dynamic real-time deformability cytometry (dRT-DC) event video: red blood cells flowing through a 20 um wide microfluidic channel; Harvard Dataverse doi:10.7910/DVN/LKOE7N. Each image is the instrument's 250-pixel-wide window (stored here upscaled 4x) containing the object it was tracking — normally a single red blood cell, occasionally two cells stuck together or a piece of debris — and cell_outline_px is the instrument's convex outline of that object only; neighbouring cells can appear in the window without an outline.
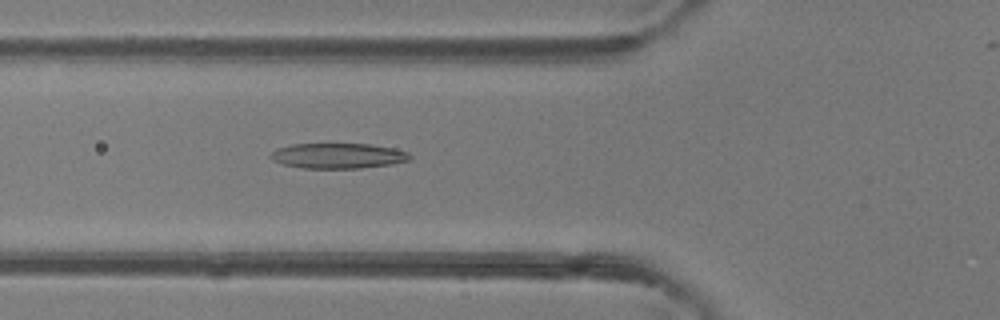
{"species": "common noctule bat (a hibernating species)", "species_latin": "Nyctalus noctula", "temperature_condition": "room temperature", "stored_images_in_passage": 47, "camera_frame_rate_fps": 3000, "um_per_image_px": 0.085, "animal": {"sex": "female"}, "frame": {"image": 1, "passage_image": 17, "time_ms": 5.333, "image_size_px": [1000, 320], "cell_outline_px": [[412, 160], [392, 164], [360, 168], [304, 168], [284, 164], [272, 160], [268, 156], [276, 148], [292, 144], [372, 144], [392, 148], [408, 152], [412, 156]], "centroid_in_image_um": [28.75, 13.24], "position_along_channel_um": 97.1, "area_um2": 20.58}}
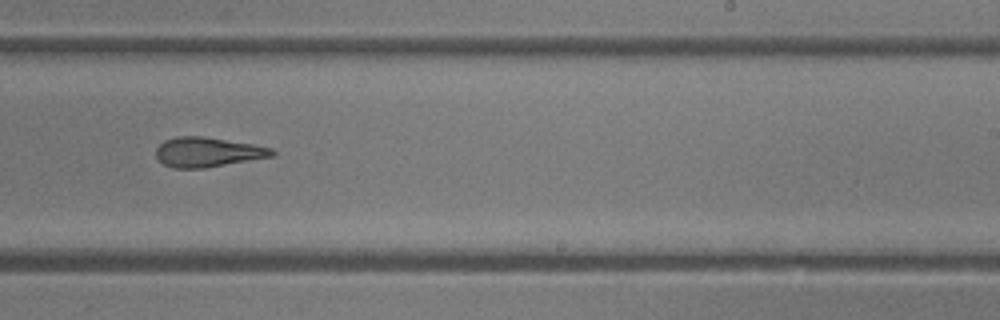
{"frame": {"image": 2, "passage_image": 29, "time_ms": 9.333, "image_size_px": [1000, 320], "cell_outline_px": [[276, 152], [272, 156], [204, 168], [172, 168], [164, 164], [156, 156], [156, 148], [164, 140], [176, 136], [200, 136], [252, 144], [272, 148]], "centroid_in_image_um": [17.61, 12.93], "position_along_channel_um": 271.4, "area_um2": 19.83}}
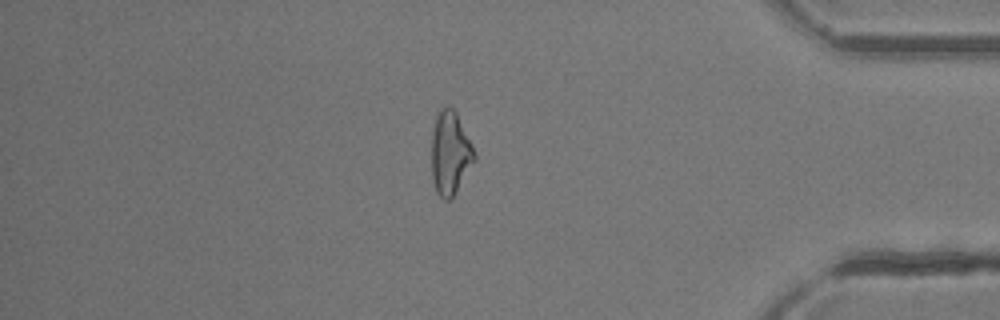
{"frame": {"image": 3, "passage_image": 40, "time_ms": 13.0, "image_size_px": [1000, 320], "cell_outline_px": [[476, 160], [452, 196], [448, 200], [444, 200], [436, 192], [432, 180], [432, 128], [436, 112], [440, 108], [448, 104], [456, 112], [472, 144], [476, 156]], "centroid_in_image_um": [38.25, 12.95], "position_along_channel_um": 397.0, "area_um2": 20.92}, "authors_computed_cell_mechanics": {"area_um2": 21.0392, "velocity_mm_per_s": 4.342, "shape_relaxation_time_tau1_ms": 5.4993, "shape_relaxation_time_tau2_ms": 2.5725, "deformation_change_tau1": 0.184, "deformation_change_tau2": 0.1415}}